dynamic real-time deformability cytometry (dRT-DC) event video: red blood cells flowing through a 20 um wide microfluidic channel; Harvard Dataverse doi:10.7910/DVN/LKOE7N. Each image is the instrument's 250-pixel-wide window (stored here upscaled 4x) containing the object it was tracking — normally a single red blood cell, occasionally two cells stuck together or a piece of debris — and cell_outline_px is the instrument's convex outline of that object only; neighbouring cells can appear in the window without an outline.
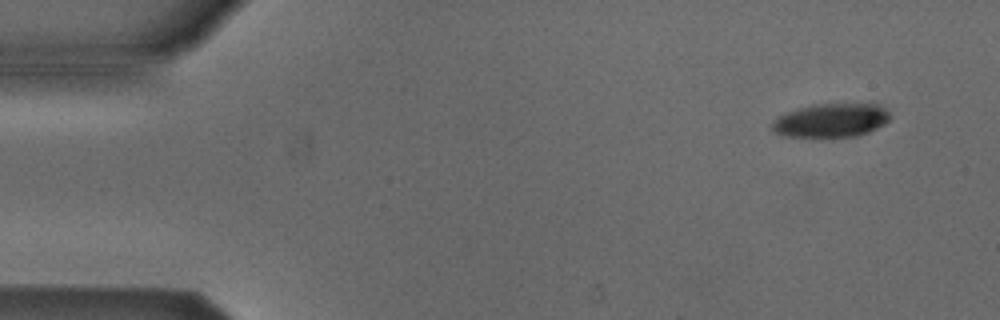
{"species": "Egyptian fruit bat (a non-hibernating species)", "species_latin": "Rousettus aegyptiacus", "temperature_condition": "cold", "stored_images_in_passage": 3, "camera_frame_rate_fps": 3000, "um_per_image_px": 0.085, "animal": {"sex": "male"}, "frame": {"image": 1, "passage_image": 1, "time_ms": 0.0, "image_size_px": [1000, 320], "cell_outline_px": [[892, 116], [884, 124], [868, 132], [856, 136], [784, 136], [776, 132], [772, 128], [772, 124], [780, 116], [788, 112], [812, 104], [880, 104]], "centroid_in_image_um": [70.69, 10.22], "position_along_channel_um": 14.3, "area_um2": 22.72}}
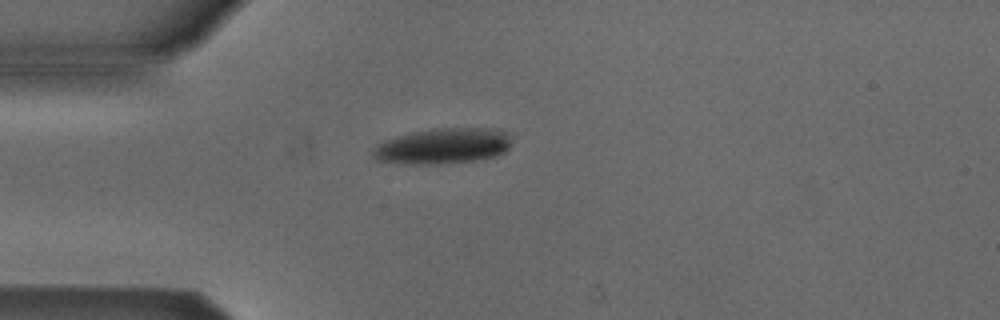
{"frame": {"image": 2, "passage_image": 3, "time_ms": 3.333, "image_size_px": [1000, 320], "cell_outline_px": [[512, 136], [508, 148], [504, 152], [496, 156], [480, 160], [440, 164], [404, 164], [376, 160], [372, 156], [372, 148], [376, 144], [384, 140], [396, 136], [412, 132], [432, 128], [496, 128], [508, 132]], "centroid_in_image_um": [37.65, 12.41], "position_along_channel_um": 47.4, "area_um2": 29.42}}